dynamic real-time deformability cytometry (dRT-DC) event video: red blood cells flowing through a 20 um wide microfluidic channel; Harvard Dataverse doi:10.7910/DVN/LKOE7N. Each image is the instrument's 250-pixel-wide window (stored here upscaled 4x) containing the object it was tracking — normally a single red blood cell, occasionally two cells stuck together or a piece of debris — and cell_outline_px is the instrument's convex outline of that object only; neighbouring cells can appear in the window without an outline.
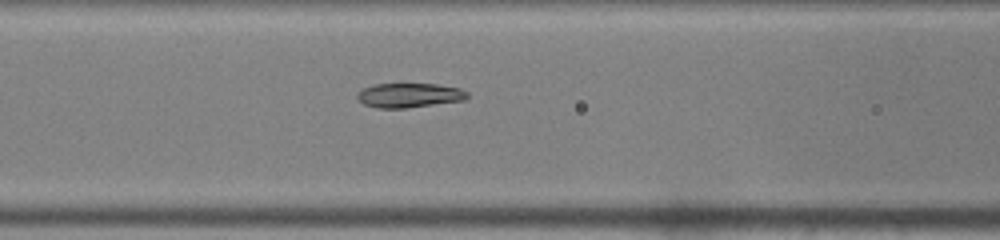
{"species": "common noctule bat (a hibernating species)", "species_latin": "Nyctalus noctula", "temperature_condition": "warm", "stored_images_in_passage": 34, "camera_frame_rate_fps": 3000, "um_per_image_px": 0.085, "animal": {"sex": "male", "body_mass_g": 19.0, "forearm_length_mm": 50.8}, "frame": {"image": 1, "passage_image": 6, "time_ms": 1.667, "image_size_px": [1000, 240], "cell_outline_px": [[468, 96], [464, 100], [404, 108], [376, 108], [364, 104], [356, 96], [364, 88], [372, 84], [436, 84], [460, 88], [468, 92]], "centroid_in_image_um": [34.79, 8.09], "position_along_channel_um": 131.8, "area_um2": 15.49}}
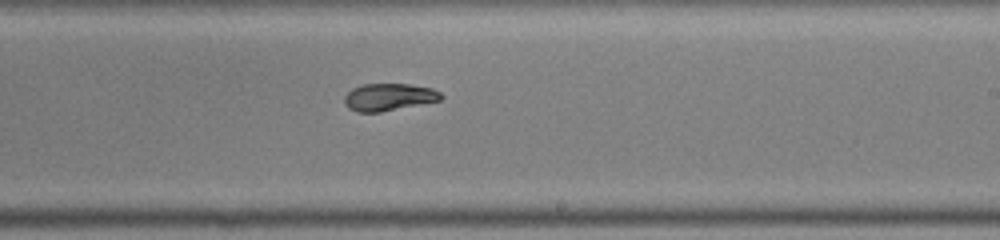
{"frame": {"image": 2, "passage_image": 15, "time_ms": 4.667, "image_size_px": [1000, 240], "cell_outline_px": [[444, 96], [440, 100], [380, 112], [356, 112], [348, 108], [344, 104], [344, 96], [352, 88], [364, 84], [408, 84], [432, 88], [440, 92]], "centroid_in_image_um": [33.02, 8.25], "position_along_channel_um": 256.0, "area_um2": 15.32}}
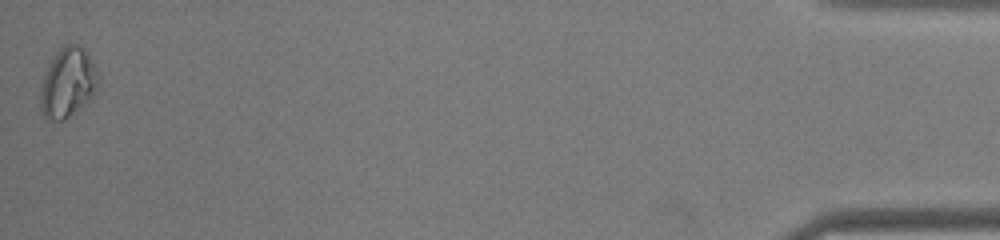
{"frame": {"image": 3, "passage_image": 34, "time_ms": 11.0, "image_size_px": [1000, 240], "cell_outline_px": [[100, 80], [92, 96], [88, 100], [64, 120], [48, 120], [44, 116], [40, 108], [40, 92], [44, 72], [48, 64], [56, 52], [64, 44], [76, 44], [84, 48], [88, 52], [96, 68]], "centroid_in_image_um": [5.75, 7.0], "position_along_channel_um": 429.4, "area_um2": 23.52}}